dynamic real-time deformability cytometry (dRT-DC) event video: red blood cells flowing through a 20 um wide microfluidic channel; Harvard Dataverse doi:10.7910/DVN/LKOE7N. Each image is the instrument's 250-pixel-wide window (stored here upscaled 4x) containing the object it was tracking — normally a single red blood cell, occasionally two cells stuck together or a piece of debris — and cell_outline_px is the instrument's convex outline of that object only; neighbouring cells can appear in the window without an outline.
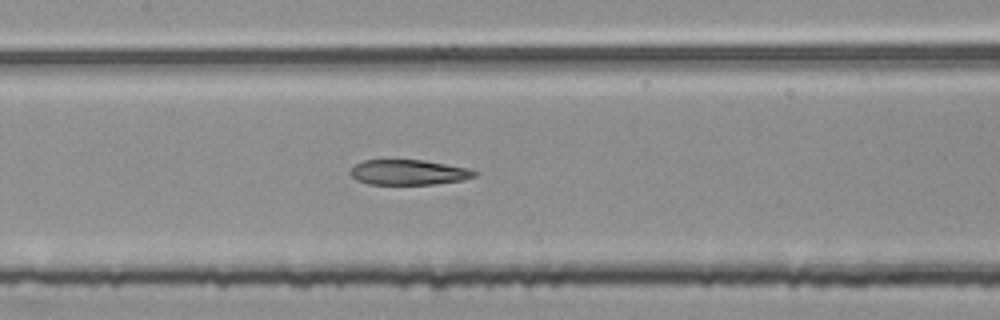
{"species": "common noctule bat (a hibernating species)", "species_latin": "Nyctalus noctula", "temperature_condition": "room temperature", "stored_images_in_passage": 54, "segment_of_instrument_passage": [2, 2], "camera_frame_rate_fps": 3000, "um_per_image_px": 0.085, "animal": {"sex": "female", "body_mass_g": 25.1}, "frame": {"image": 1, "passage_image": 26, "time_ms": 8.333, "image_size_px": [1000, 320], "cell_outline_px": [[480, 172], [476, 176], [460, 180], [436, 184], [368, 184], [356, 180], [348, 172], [356, 164], [364, 160], [424, 160], [468, 168]], "centroid_in_image_um": [34.73, 14.65], "position_along_channel_um": 172.7, "area_um2": 18.21}}
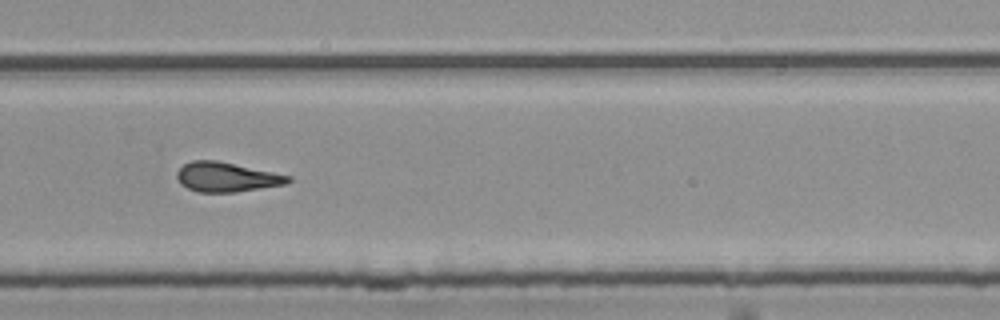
{"frame": {"image": 2, "passage_image": 37, "time_ms": 12.0, "image_size_px": [1000, 320], "cell_outline_px": [[292, 180], [284, 184], [236, 192], [196, 192], [180, 184], [176, 176], [176, 172], [184, 164], [192, 160], [216, 160], [292, 176]], "centroid_in_image_um": [19.22, 15.05], "position_along_channel_um": 310.6, "area_um2": 19.07}}
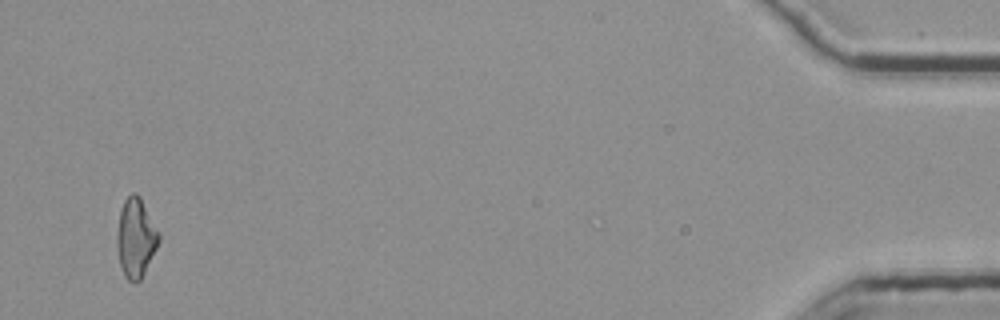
{"frame": {"image": 3, "passage_image": 53, "time_ms": 17.333, "image_size_px": [1000, 320], "cell_outline_px": [[160, 240], [140, 280], [128, 280], [124, 276], [120, 264], [116, 244], [116, 236], [120, 212], [124, 200], [132, 192], [136, 192], [140, 196], [160, 232]], "centroid_in_image_um": [11.54, 20.17], "position_along_channel_um": 423.7, "area_um2": 19.19}}